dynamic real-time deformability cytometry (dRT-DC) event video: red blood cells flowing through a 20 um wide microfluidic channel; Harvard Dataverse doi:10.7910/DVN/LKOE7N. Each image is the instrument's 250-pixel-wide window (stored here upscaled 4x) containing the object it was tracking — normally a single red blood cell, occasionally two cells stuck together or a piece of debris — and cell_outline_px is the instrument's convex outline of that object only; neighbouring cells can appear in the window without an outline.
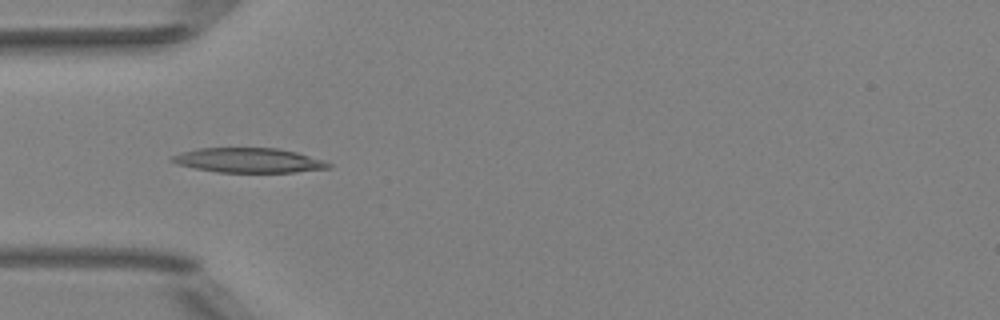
{"species": "Egyptian fruit bat (a non-hibernating species)", "species_latin": "Rousettus aegyptiacus", "temperature_condition": "room temperature", "stored_images_in_passage": 10, "camera_frame_rate_fps": 3000, "um_per_image_px": 0.085, "animal": {"sex": "female"}, "frame": {"image": 1, "passage_image": 4, "time_ms": 1.0, "image_size_px": [1000, 320], "cell_outline_px": [[332, 168], [296, 172], [216, 172], [176, 164], [168, 160], [172, 156], [180, 152], [196, 148], [276, 148], [296, 152], [332, 164]], "centroid_in_image_um": [21.08, 13.63], "position_along_channel_um": 63.9, "area_um2": 22.43}}
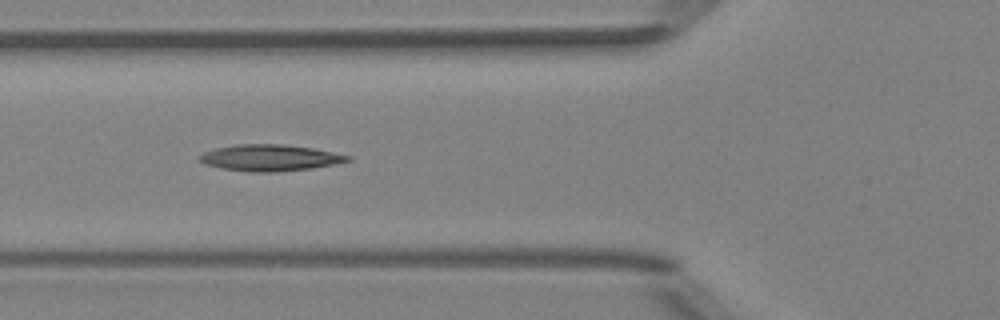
{"frame": {"image": 2, "passage_image": 7, "time_ms": 2.0, "image_size_px": [1000, 320], "cell_outline_px": [[352, 160], [336, 164], [312, 168], [276, 172], [248, 172], [220, 168], [204, 164], [200, 160], [200, 156], [204, 152], [216, 148], [236, 144], [280, 144], [312, 148], [352, 156]], "centroid_in_image_um": [22.96, 13.42], "position_along_channel_um": 102.8, "area_um2": 22.77}}